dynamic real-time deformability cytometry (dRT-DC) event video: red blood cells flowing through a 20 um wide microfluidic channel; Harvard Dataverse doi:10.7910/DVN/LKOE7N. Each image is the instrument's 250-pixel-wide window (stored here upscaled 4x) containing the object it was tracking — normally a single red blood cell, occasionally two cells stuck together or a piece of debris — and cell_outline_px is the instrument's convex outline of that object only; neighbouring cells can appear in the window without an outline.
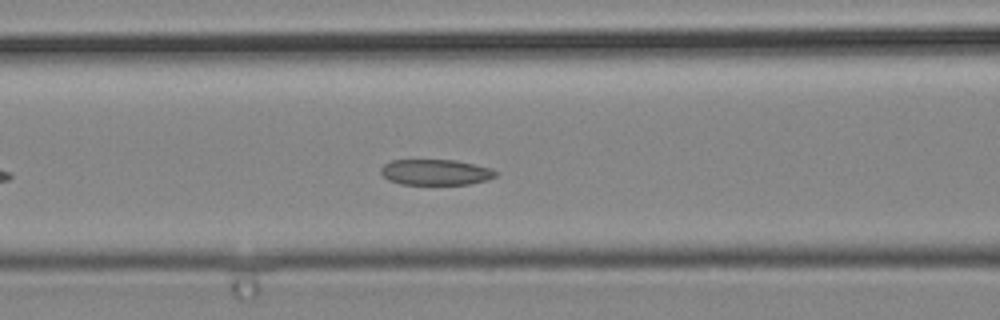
{"species": "common noctule bat (a hibernating species)", "species_latin": "Nyctalus noctula", "temperature_condition": "cold", "stored_images_in_passage": 26, "camera_frame_rate_fps": 3000, "um_per_image_px": 0.085, "animal": {"sex": "male", "body_mass_g": 19.2, "forearm_length_mm": 51.8}, "frame": {"image": 1, "passage_image": 10, "time_ms": 3.0, "image_size_px": [1000, 320], "cell_outline_px": [[500, 172], [496, 176], [488, 180], [472, 184], [400, 184], [388, 180], [380, 172], [380, 168], [384, 164], [392, 160], [456, 160], [492, 168]], "centroid_in_image_um": [37.07, 14.64], "position_along_channel_um": 129.5, "area_um2": 17.4}}